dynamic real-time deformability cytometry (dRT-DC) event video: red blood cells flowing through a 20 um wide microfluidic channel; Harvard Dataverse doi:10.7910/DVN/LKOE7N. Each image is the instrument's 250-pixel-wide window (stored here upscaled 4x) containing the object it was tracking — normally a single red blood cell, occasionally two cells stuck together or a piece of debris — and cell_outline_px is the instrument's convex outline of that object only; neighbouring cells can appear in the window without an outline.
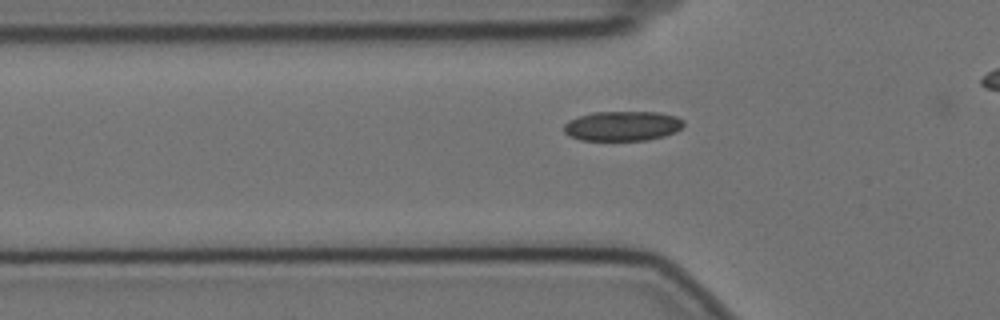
{"species": "Egyptian fruit bat (a non-hibernating species)", "species_latin": "Rousettus aegyptiacus", "temperature_condition": "cold", "stored_images_in_passage": 35, "camera_frame_rate_fps": 3000, "um_per_image_px": 0.085, "animal": {"sex": "female"}, "frame": {"image": 1, "passage_image": 6, "time_ms": 1.667, "image_size_px": [1000, 320], "cell_outline_px": [[684, 124], [676, 132], [664, 136], [648, 140], [580, 140], [568, 136], [564, 132], [564, 124], [568, 120], [592, 112], [660, 112], [676, 116], [684, 120]], "centroid_in_image_um": [52.91, 10.71], "position_along_channel_um": 72.9, "area_um2": 20.92}}
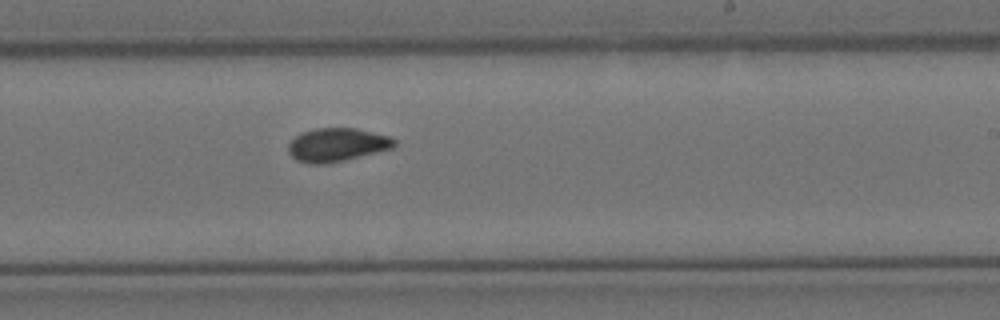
{"frame": {"image": 2, "passage_image": 22, "time_ms": 7.0, "image_size_px": [1000, 320], "cell_outline_px": [[396, 144], [392, 148], [344, 160], [320, 164], [308, 164], [296, 160], [288, 152], [288, 144], [300, 132], [316, 128], [356, 128], [388, 136], [396, 140]], "centroid_in_image_um": [28.61, 12.3], "position_along_channel_um": 260.4, "area_um2": 20.52}}
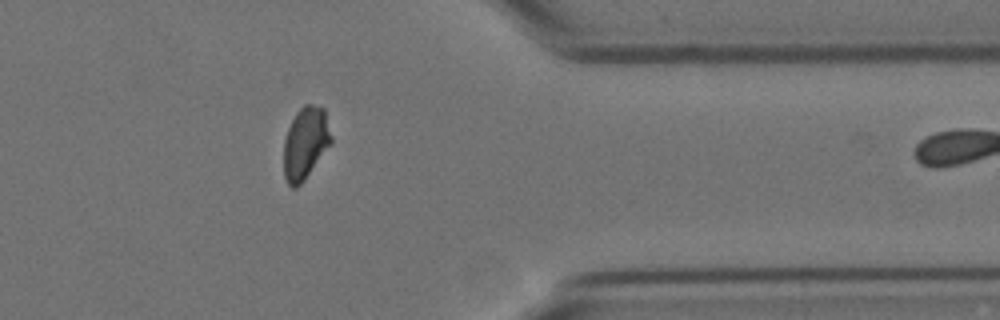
{"frame": {"image": 3, "passage_image": 34, "time_ms": 11.0, "image_size_px": [1000, 320], "cell_outline_px": [[332, 144], [304, 180], [296, 188], [292, 188], [288, 184], [284, 176], [284, 140], [288, 128], [296, 112], [304, 104], [312, 104], [324, 108], [332, 136]], "centroid_in_image_um": [25.97, 12.16], "position_along_channel_um": 385.4, "area_um2": 20.11}}